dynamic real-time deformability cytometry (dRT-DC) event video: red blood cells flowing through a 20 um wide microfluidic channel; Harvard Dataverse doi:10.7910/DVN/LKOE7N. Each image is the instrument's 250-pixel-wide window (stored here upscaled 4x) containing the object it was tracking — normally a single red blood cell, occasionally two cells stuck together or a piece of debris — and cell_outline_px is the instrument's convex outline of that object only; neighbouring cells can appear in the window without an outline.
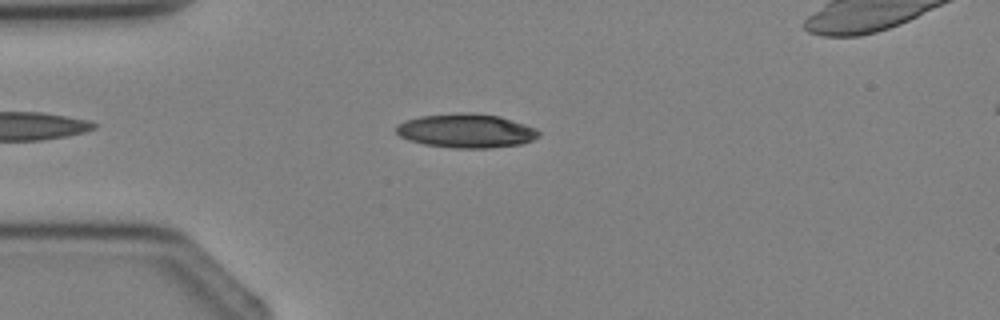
{"species": "Egyptian fruit bat (a non-hibernating species)", "species_latin": "Rousettus aegyptiacus", "temperature_condition": "cold", "stored_images_in_passage": 4, "camera_frame_rate_fps": 3000, "um_per_image_px": 0.085, "animal": {"sex": "female"}, "frame": {"image": 1, "passage_image": 3, "time_ms": 2.333, "image_size_px": [1000, 320], "cell_outline_px": [[540, 136], [532, 140], [520, 144], [488, 148], [456, 148], [424, 144], [408, 140], [400, 136], [396, 132], [396, 124], [404, 120], [420, 116], [456, 112], [472, 112], [500, 116], [536, 128], [540, 132]], "centroid_in_image_um": [39.6, 11.1], "position_along_channel_um": 45.4, "area_um2": 28.44}}